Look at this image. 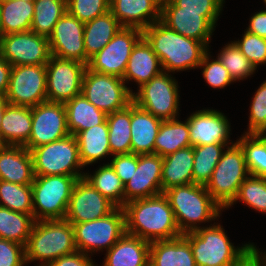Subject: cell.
Masks as SVG:
<instances>
[{
  "label": "cell",
  "mask_w": 266,
  "mask_h": 266,
  "mask_svg": "<svg viewBox=\"0 0 266 266\" xmlns=\"http://www.w3.org/2000/svg\"><path fill=\"white\" fill-rule=\"evenodd\" d=\"M126 233L148 242L170 240L183 235L168 198L160 195L135 199L123 207Z\"/></svg>",
  "instance_id": "cell-1"
},
{
  "label": "cell",
  "mask_w": 266,
  "mask_h": 266,
  "mask_svg": "<svg viewBox=\"0 0 266 266\" xmlns=\"http://www.w3.org/2000/svg\"><path fill=\"white\" fill-rule=\"evenodd\" d=\"M143 38L159 57L163 71L168 73L198 68L209 50L203 42L177 33L161 20L145 28Z\"/></svg>",
  "instance_id": "cell-2"
},
{
  "label": "cell",
  "mask_w": 266,
  "mask_h": 266,
  "mask_svg": "<svg viewBox=\"0 0 266 266\" xmlns=\"http://www.w3.org/2000/svg\"><path fill=\"white\" fill-rule=\"evenodd\" d=\"M163 194L169 200L182 234L199 229L200 223L217 220L223 211L204 185L190 183L176 186L166 190Z\"/></svg>",
  "instance_id": "cell-3"
},
{
  "label": "cell",
  "mask_w": 266,
  "mask_h": 266,
  "mask_svg": "<svg viewBox=\"0 0 266 266\" xmlns=\"http://www.w3.org/2000/svg\"><path fill=\"white\" fill-rule=\"evenodd\" d=\"M76 251L74 229L67 220L35 221L25 246V261L26 264L41 261L39 266H48Z\"/></svg>",
  "instance_id": "cell-4"
},
{
  "label": "cell",
  "mask_w": 266,
  "mask_h": 266,
  "mask_svg": "<svg viewBox=\"0 0 266 266\" xmlns=\"http://www.w3.org/2000/svg\"><path fill=\"white\" fill-rule=\"evenodd\" d=\"M210 225L183 234L197 266H234L253 248L254 243L235 247L220 224Z\"/></svg>",
  "instance_id": "cell-5"
},
{
  "label": "cell",
  "mask_w": 266,
  "mask_h": 266,
  "mask_svg": "<svg viewBox=\"0 0 266 266\" xmlns=\"http://www.w3.org/2000/svg\"><path fill=\"white\" fill-rule=\"evenodd\" d=\"M78 179L67 175H35L32 185L35 221L65 218L70 197Z\"/></svg>",
  "instance_id": "cell-6"
},
{
  "label": "cell",
  "mask_w": 266,
  "mask_h": 266,
  "mask_svg": "<svg viewBox=\"0 0 266 266\" xmlns=\"http://www.w3.org/2000/svg\"><path fill=\"white\" fill-rule=\"evenodd\" d=\"M250 175L241 146H227L217 163L206 189L224 210L234 201L240 185Z\"/></svg>",
  "instance_id": "cell-7"
},
{
  "label": "cell",
  "mask_w": 266,
  "mask_h": 266,
  "mask_svg": "<svg viewBox=\"0 0 266 266\" xmlns=\"http://www.w3.org/2000/svg\"><path fill=\"white\" fill-rule=\"evenodd\" d=\"M34 174L40 176L67 175L82 179L84 172L79 157L77 139L69 134L57 141L33 148Z\"/></svg>",
  "instance_id": "cell-8"
},
{
  "label": "cell",
  "mask_w": 266,
  "mask_h": 266,
  "mask_svg": "<svg viewBox=\"0 0 266 266\" xmlns=\"http://www.w3.org/2000/svg\"><path fill=\"white\" fill-rule=\"evenodd\" d=\"M72 226L77 251L92 257L93 252H107L126 233L125 213L122 207H116L105 217Z\"/></svg>",
  "instance_id": "cell-9"
},
{
  "label": "cell",
  "mask_w": 266,
  "mask_h": 266,
  "mask_svg": "<svg viewBox=\"0 0 266 266\" xmlns=\"http://www.w3.org/2000/svg\"><path fill=\"white\" fill-rule=\"evenodd\" d=\"M178 86L171 74L162 71L132 94L133 102L162 121L176 119L180 105Z\"/></svg>",
  "instance_id": "cell-10"
},
{
  "label": "cell",
  "mask_w": 266,
  "mask_h": 266,
  "mask_svg": "<svg viewBox=\"0 0 266 266\" xmlns=\"http://www.w3.org/2000/svg\"><path fill=\"white\" fill-rule=\"evenodd\" d=\"M117 76L85 70L81 93L99 110L106 114L126 108L133 102V90Z\"/></svg>",
  "instance_id": "cell-11"
},
{
  "label": "cell",
  "mask_w": 266,
  "mask_h": 266,
  "mask_svg": "<svg viewBox=\"0 0 266 266\" xmlns=\"http://www.w3.org/2000/svg\"><path fill=\"white\" fill-rule=\"evenodd\" d=\"M143 37V30L121 27L111 41L94 55L87 67L97 73L123 78L133 47Z\"/></svg>",
  "instance_id": "cell-12"
},
{
  "label": "cell",
  "mask_w": 266,
  "mask_h": 266,
  "mask_svg": "<svg viewBox=\"0 0 266 266\" xmlns=\"http://www.w3.org/2000/svg\"><path fill=\"white\" fill-rule=\"evenodd\" d=\"M86 68L82 62L51 56L46 64L47 101L65 104L81 94Z\"/></svg>",
  "instance_id": "cell-13"
},
{
  "label": "cell",
  "mask_w": 266,
  "mask_h": 266,
  "mask_svg": "<svg viewBox=\"0 0 266 266\" xmlns=\"http://www.w3.org/2000/svg\"><path fill=\"white\" fill-rule=\"evenodd\" d=\"M5 95L12 105L33 107L47 101L46 65L12 66Z\"/></svg>",
  "instance_id": "cell-14"
},
{
  "label": "cell",
  "mask_w": 266,
  "mask_h": 266,
  "mask_svg": "<svg viewBox=\"0 0 266 266\" xmlns=\"http://www.w3.org/2000/svg\"><path fill=\"white\" fill-rule=\"evenodd\" d=\"M0 54L12 66L46 65L52 56L48 37L31 30L1 36Z\"/></svg>",
  "instance_id": "cell-15"
},
{
  "label": "cell",
  "mask_w": 266,
  "mask_h": 266,
  "mask_svg": "<svg viewBox=\"0 0 266 266\" xmlns=\"http://www.w3.org/2000/svg\"><path fill=\"white\" fill-rule=\"evenodd\" d=\"M32 128L27 144L29 151L69 135L63 103L45 101L31 107Z\"/></svg>",
  "instance_id": "cell-16"
},
{
  "label": "cell",
  "mask_w": 266,
  "mask_h": 266,
  "mask_svg": "<svg viewBox=\"0 0 266 266\" xmlns=\"http://www.w3.org/2000/svg\"><path fill=\"white\" fill-rule=\"evenodd\" d=\"M115 208L111 201L82 178L75 183L64 219L71 224L89 222L107 216Z\"/></svg>",
  "instance_id": "cell-17"
},
{
  "label": "cell",
  "mask_w": 266,
  "mask_h": 266,
  "mask_svg": "<svg viewBox=\"0 0 266 266\" xmlns=\"http://www.w3.org/2000/svg\"><path fill=\"white\" fill-rule=\"evenodd\" d=\"M48 39L52 56L86 64L84 23L68 11L56 23Z\"/></svg>",
  "instance_id": "cell-18"
},
{
  "label": "cell",
  "mask_w": 266,
  "mask_h": 266,
  "mask_svg": "<svg viewBox=\"0 0 266 266\" xmlns=\"http://www.w3.org/2000/svg\"><path fill=\"white\" fill-rule=\"evenodd\" d=\"M163 157L157 154L137 155V168L132 178L124 184L125 204L141 198L162 194Z\"/></svg>",
  "instance_id": "cell-19"
},
{
  "label": "cell",
  "mask_w": 266,
  "mask_h": 266,
  "mask_svg": "<svg viewBox=\"0 0 266 266\" xmlns=\"http://www.w3.org/2000/svg\"><path fill=\"white\" fill-rule=\"evenodd\" d=\"M161 21L177 33L209 47L215 26L202 12L181 11L171 0H162Z\"/></svg>",
  "instance_id": "cell-20"
},
{
  "label": "cell",
  "mask_w": 266,
  "mask_h": 266,
  "mask_svg": "<svg viewBox=\"0 0 266 266\" xmlns=\"http://www.w3.org/2000/svg\"><path fill=\"white\" fill-rule=\"evenodd\" d=\"M191 146L213 143L233 144L230 140V122L224 113L215 109H203L187 118Z\"/></svg>",
  "instance_id": "cell-21"
},
{
  "label": "cell",
  "mask_w": 266,
  "mask_h": 266,
  "mask_svg": "<svg viewBox=\"0 0 266 266\" xmlns=\"http://www.w3.org/2000/svg\"><path fill=\"white\" fill-rule=\"evenodd\" d=\"M162 0H110V12L122 27L144 30L161 20Z\"/></svg>",
  "instance_id": "cell-22"
},
{
  "label": "cell",
  "mask_w": 266,
  "mask_h": 266,
  "mask_svg": "<svg viewBox=\"0 0 266 266\" xmlns=\"http://www.w3.org/2000/svg\"><path fill=\"white\" fill-rule=\"evenodd\" d=\"M34 178L33 159L27 148L12 145L0 148V180L27 185Z\"/></svg>",
  "instance_id": "cell-23"
},
{
  "label": "cell",
  "mask_w": 266,
  "mask_h": 266,
  "mask_svg": "<svg viewBox=\"0 0 266 266\" xmlns=\"http://www.w3.org/2000/svg\"><path fill=\"white\" fill-rule=\"evenodd\" d=\"M105 257L102 266H149L150 242L125 233Z\"/></svg>",
  "instance_id": "cell-24"
},
{
  "label": "cell",
  "mask_w": 266,
  "mask_h": 266,
  "mask_svg": "<svg viewBox=\"0 0 266 266\" xmlns=\"http://www.w3.org/2000/svg\"><path fill=\"white\" fill-rule=\"evenodd\" d=\"M162 71L159 57L142 37L132 49L122 79L125 83L133 80L139 88Z\"/></svg>",
  "instance_id": "cell-25"
},
{
  "label": "cell",
  "mask_w": 266,
  "mask_h": 266,
  "mask_svg": "<svg viewBox=\"0 0 266 266\" xmlns=\"http://www.w3.org/2000/svg\"><path fill=\"white\" fill-rule=\"evenodd\" d=\"M162 120L131 103V153L154 154V144Z\"/></svg>",
  "instance_id": "cell-26"
},
{
  "label": "cell",
  "mask_w": 266,
  "mask_h": 266,
  "mask_svg": "<svg viewBox=\"0 0 266 266\" xmlns=\"http://www.w3.org/2000/svg\"><path fill=\"white\" fill-rule=\"evenodd\" d=\"M149 266H197L189 241L183 236L150 242Z\"/></svg>",
  "instance_id": "cell-27"
},
{
  "label": "cell",
  "mask_w": 266,
  "mask_h": 266,
  "mask_svg": "<svg viewBox=\"0 0 266 266\" xmlns=\"http://www.w3.org/2000/svg\"><path fill=\"white\" fill-rule=\"evenodd\" d=\"M31 107L8 104L1 121V143L25 146L31 135Z\"/></svg>",
  "instance_id": "cell-28"
},
{
  "label": "cell",
  "mask_w": 266,
  "mask_h": 266,
  "mask_svg": "<svg viewBox=\"0 0 266 266\" xmlns=\"http://www.w3.org/2000/svg\"><path fill=\"white\" fill-rule=\"evenodd\" d=\"M193 146L163 157L161 190L193 183Z\"/></svg>",
  "instance_id": "cell-29"
},
{
  "label": "cell",
  "mask_w": 266,
  "mask_h": 266,
  "mask_svg": "<svg viewBox=\"0 0 266 266\" xmlns=\"http://www.w3.org/2000/svg\"><path fill=\"white\" fill-rule=\"evenodd\" d=\"M108 132L109 127L105 120L102 124L81 131L75 136L78 143L80 161L84 168L98 162V160L107 155L112 156Z\"/></svg>",
  "instance_id": "cell-30"
},
{
  "label": "cell",
  "mask_w": 266,
  "mask_h": 266,
  "mask_svg": "<svg viewBox=\"0 0 266 266\" xmlns=\"http://www.w3.org/2000/svg\"><path fill=\"white\" fill-rule=\"evenodd\" d=\"M122 26L109 11L84 23V45L86 52V65L89 60L103 49L115 36Z\"/></svg>",
  "instance_id": "cell-31"
},
{
  "label": "cell",
  "mask_w": 266,
  "mask_h": 266,
  "mask_svg": "<svg viewBox=\"0 0 266 266\" xmlns=\"http://www.w3.org/2000/svg\"><path fill=\"white\" fill-rule=\"evenodd\" d=\"M67 127L70 134L76 136L79 132L102 124L107 114L90 103L81 93L64 104Z\"/></svg>",
  "instance_id": "cell-32"
},
{
  "label": "cell",
  "mask_w": 266,
  "mask_h": 266,
  "mask_svg": "<svg viewBox=\"0 0 266 266\" xmlns=\"http://www.w3.org/2000/svg\"><path fill=\"white\" fill-rule=\"evenodd\" d=\"M34 2L22 0H0V22L2 36L31 30Z\"/></svg>",
  "instance_id": "cell-33"
},
{
  "label": "cell",
  "mask_w": 266,
  "mask_h": 266,
  "mask_svg": "<svg viewBox=\"0 0 266 266\" xmlns=\"http://www.w3.org/2000/svg\"><path fill=\"white\" fill-rule=\"evenodd\" d=\"M188 120L178 118L162 121L154 144V154L165 157L177 150L190 147Z\"/></svg>",
  "instance_id": "cell-34"
},
{
  "label": "cell",
  "mask_w": 266,
  "mask_h": 266,
  "mask_svg": "<svg viewBox=\"0 0 266 266\" xmlns=\"http://www.w3.org/2000/svg\"><path fill=\"white\" fill-rule=\"evenodd\" d=\"M109 145L112 156L131 153V104L107 114Z\"/></svg>",
  "instance_id": "cell-35"
},
{
  "label": "cell",
  "mask_w": 266,
  "mask_h": 266,
  "mask_svg": "<svg viewBox=\"0 0 266 266\" xmlns=\"http://www.w3.org/2000/svg\"><path fill=\"white\" fill-rule=\"evenodd\" d=\"M92 174L84 173L83 178L116 207L125 205L124 184L109 163L103 164Z\"/></svg>",
  "instance_id": "cell-36"
},
{
  "label": "cell",
  "mask_w": 266,
  "mask_h": 266,
  "mask_svg": "<svg viewBox=\"0 0 266 266\" xmlns=\"http://www.w3.org/2000/svg\"><path fill=\"white\" fill-rule=\"evenodd\" d=\"M33 215L19 213L0 206V238L26 246L32 227Z\"/></svg>",
  "instance_id": "cell-37"
},
{
  "label": "cell",
  "mask_w": 266,
  "mask_h": 266,
  "mask_svg": "<svg viewBox=\"0 0 266 266\" xmlns=\"http://www.w3.org/2000/svg\"><path fill=\"white\" fill-rule=\"evenodd\" d=\"M67 12V0H35L31 31L49 37L59 19Z\"/></svg>",
  "instance_id": "cell-38"
},
{
  "label": "cell",
  "mask_w": 266,
  "mask_h": 266,
  "mask_svg": "<svg viewBox=\"0 0 266 266\" xmlns=\"http://www.w3.org/2000/svg\"><path fill=\"white\" fill-rule=\"evenodd\" d=\"M230 144L213 143L193 146V183L204 185L210 181L212 173L219 162L223 151Z\"/></svg>",
  "instance_id": "cell-39"
},
{
  "label": "cell",
  "mask_w": 266,
  "mask_h": 266,
  "mask_svg": "<svg viewBox=\"0 0 266 266\" xmlns=\"http://www.w3.org/2000/svg\"><path fill=\"white\" fill-rule=\"evenodd\" d=\"M236 142L243 150L250 175L266 178V136L244 133Z\"/></svg>",
  "instance_id": "cell-40"
},
{
  "label": "cell",
  "mask_w": 266,
  "mask_h": 266,
  "mask_svg": "<svg viewBox=\"0 0 266 266\" xmlns=\"http://www.w3.org/2000/svg\"><path fill=\"white\" fill-rule=\"evenodd\" d=\"M0 206L33 215L32 185L0 180Z\"/></svg>",
  "instance_id": "cell-41"
},
{
  "label": "cell",
  "mask_w": 266,
  "mask_h": 266,
  "mask_svg": "<svg viewBox=\"0 0 266 266\" xmlns=\"http://www.w3.org/2000/svg\"><path fill=\"white\" fill-rule=\"evenodd\" d=\"M238 200L249 208L266 214V178L249 175L240 185L237 196L227 208Z\"/></svg>",
  "instance_id": "cell-42"
},
{
  "label": "cell",
  "mask_w": 266,
  "mask_h": 266,
  "mask_svg": "<svg viewBox=\"0 0 266 266\" xmlns=\"http://www.w3.org/2000/svg\"><path fill=\"white\" fill-rule=\"evenodd\" d=\"M217 55L234 81L246 79L256 71V67L252 65L233 41L221 48Z\"/></svg>",
  "instance_id": "cell-43"
},
{
  "label": "cell",
  "mask_w": 266,
  "mask_h": 266,
  "mask_svg": "<svg viewBox=\"0 0 266 266\" xmlns=\"http://www.w3.org/2000/svg\"><path fill=\"white\" fill-rule=\"evenodd\" d=\"M67 11L87 23L110 11V0H67Z\"/></svg>",
  "instance_id": "cell-44"
},
{
  "label": "cell",
  "mask_w": 266,
  "mask_h": 266,
  "mask_svg": "<svg viewBox=\"0 0 266 266\" xmlns=\"http://www.w3.org/2000/svg\"><path fill=\"white\" fill-rule=\"evenodd\" d=\"M210 50H208L198 67L203 68L202 75L206 83L212 88L223 89L229 86L230 83L234 82L230 76L228 70L223 66L218 57L210 61Z\"/></svg>",
  "instance_id": "cell-45"
},
{
  "label": "cell",
  "mask_w": 266,
  "mask_h": 266,
  "mask_svg": "<svg viewBox=\"0 0 266 266\" xmlns=\"http://www.w3.org/2000/svg\"><path fill=\"white\" fill-rule=\"evenodd\" d=\"M249 114L248 129L245 134H262L266 130V80L255 92Z\"/></svg>",
  "instance_id": "cell-46"
},
{
  "label": "cell",
  "mask_w": 266,
  "mask_h": 266,
  "mask_svg": "<svg viewBox=\"0 0 266 266\" xmlns=\"http://www.w3.org/2000/svg\"><path fill=\"white\" fill-rule=\"evenodd\" d=\"M234 43L256 69L266 64V38L244 31L242 39Z\"/></svg>",
  "instance_id": "cell-47"
},
{
  "label": "cell",
  "mask_w": 266,
  "mask_h": 266,
  "mask_svg": "<svg viewBox=\"0 0 266 266\" xmlns=\"http://www.w3.org/2000/svg\"><path fill=\"white\" fill-rule=\"evenodd\" d=\"M181 11L202 12L215 27L225 0H171Z\"/></svg>",
  "instance_id": "cell-48"
},
{
  "label": "cell",
  "mask_w": 266,
  "mask_h": 266,
  "mask_svg": "<svg viewBox=\"0 0 266 266\" xmlns=\"http://www.w3.org/2000/svg\"><path fill=\"white\" fill-rule=\"evenodd\" d=\"M25 246L0 238V266H24Z\"/></svg>",
  "instance_id": "cell-49"
},
{
  "label": "cell",
  "mask_w": 266,
  "mask_h": 266,
  "mask_svg": "<svg viewBox=\"0 0 266 266\" xmlns=\"http://www.w3.org/2000/svg\"><path fill=\"white\" fill-rule=\"evenodd\" d=\"M109 164L125 184L132 178L134 169L137 168V155L134 153L114 155Z\"/></svg>",
  "instance_id": "cell-50"
},
{
  "label": "cell",
  "mask_w": 266,
  "mask_h": 266,
  "mask_svg": "<svg viewBox=\"0 0 266 266\" xmlns=\"http://www.w3.org/2000/svg\"><path fill=\"white\" fill-rule=\"evenodd\" d=\"M90 255L76 251L72 254L62 256L51 262L48 266H98L94 264Z\"/></svg>",
  "instance_id": "cell-51"
},
{
  "label": "cell",
  "mask_w": 266,
  "mask_h": 266,
  "mask_svg": "<svg viewBox=\"0 0 266 266\" xmlns=\"http://www.w3.org/2000/svg\"><path fill=\"white\" fill-rule=\"evenodd\" d=\"M262 253L254 245L234 266H266V251Z\"/></svg>",
  "instance_id": "cell-52"
},
{
  "label": "cell",
  "mask_w": 266,
  "mask_h": 266,
  "mask_svg": "<svg viewBox=\"0 0 266 266\" xmlns=\"http://www.w3.org/2000/svg\"><path fill=\"white\" fill-rule=\"evenodd\" d=\"M247 32L266 38V10L259 11L250 18Z\"/></svg>",
  "instance_id": "cell-53"
},
{
  "label": "cell",
  "mask_w": 266,
  "mask_h": 266,
  "mask_svg": "<svg viewBox=\"0 0 266 266\" xmlns=\"http://www.w3.org/2000/svg\"><path fill=\"white\" fill-rule=\"evenodd\" d=\"M12 65L0 54V94H6Z\"/></svg>",
  "instance_id": "cell-54"
},
{
  "label": "cell",
  "mask_w": 266,
  "mask_h": 266,
  "mask_svg": "<svg viewBox=\"0 0 266 266\" xmlns=\"http://www.w3.org/2000/svg\"><path fill=\"white\" fill-rule=\"evenodd\" d=\"M8 104L9 103L6 98V95L0 94V141H1V121H2L3 115L5 113V109Z\"/></svg>",
  "instance_id": "cell-55"
},
{
  "label": "cell",
  "mask_w": 266,
  "mask_h": 266,
  "mask_svg": "<svg viewBox=\"0 0 266 266\" xmlns=\"http://www.w3.org/2000/svg\"><path fill=\"white\" fill-rule=\"evenodd\" d=\"M22 1H26V2H34L35 0H22Z\"/></svg>",
  "instance_id": "cell-56"
},
{
  "label": "cell",
  "mask_w": 266,
  "mask_h": 266,
  "mask_svg": "<svg viewBox=\"0 0 266 266\" xmlns=\"http://www.w3.org/2000/svg\"><path fill=\"white\" fill-rule=\"evenodd\" d=\"M2 36V32H1V22H0V37Z\"/></svg>",
  "instance_id": "cell-57"
},
{
  "label": "cell",
  "mask_w": 266,
  "mask_h": 266,
  "mask_svg": "<svg viewBox=\"0 0 266 266\" xmlns=\"http://www.w3.org/2000/svg\"><path fill=\"white\" fill-rule=\"evenodd\" d=\"M262 135L266 136V130L262 133Z\"/></svg>",
  "instance_id": "cell-58"
}]
</instances>
